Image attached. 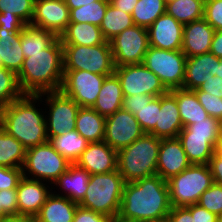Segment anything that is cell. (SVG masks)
Instances as JSON below:
<instances>
[{
    "label": "cell",
    "instance_id": "6da1fadb",
    "mask_svg": "<svg viewBox=\"0 0 222 222\" xmlns=\"http://www.w3.org/2000/svg\"><path fill=\"white\" fill-rule=\"evenodd\" d=\"M171 210L167 181L159 175L125 183L115 222H146L168 216Z\"/></svg>",
    "mask_w": 222,
    "mask_h": 222
},
{
    "label": "cell",
    "instance_id": "7a4b0ae2",
    "mask_svg": "<svg viewBox=\"0 0 222 222\" xmlns=\"http://www.w3.org/2000/svg\"><path fill=\"white\" fill-rule=\"evenodd\" d=\"M23 54V66L17 74L21 92L38 95L60 91L64 74L63 46L60 38L41 52Z\"/></svg>",
    "mask_w": 222,
    "mask_h": 222
},
{
    "label": "cell",
    "instance_id": "3957f363",
    "mask_svg": "<svg viewBox=\"0 0 222 222\" xmlns=\"http://www.w3.org/2000/svg\"><path fill=\"white\" fill-rule=\"evenodd\" d=\"M37 101L38 95L23 94L4 107V131L16 138L26 149L48 141L44 115L47 109H38L40 106L36 105Z\"/></svg>",
    "mask_w": 222,
    "mask_h": 222
},
{
    "label": "cell",
    "instance_id": "277c9868",
    "mask_svg": "<svg viewBox=\"0 0 222 222\" xmlns=\"http://www.w3.org/2000/svg\"><path fill=\"white\" fill-rule=\"evenodd\" d=\"M160 138L144 133L125 148L117 151V170L125 183L157 174Z\"/></svg>",
    "mask_w": 222,
    "mask_h": 222
},
{
    "label": "cell",
    "instance_id": "5b68a950",
    "mask_svg": "<svg viewBox=\"0 0 222 222\" xmlns=\"http://www.w3.org/2000/svg\"><path fill=\"white\" fill-rule=\"evenodd\" d=\"M124 185L125 181L118 170L91 174L85 196L78 205L116 221Z\"/></svg>",
    "mask_w": 222,
    "mask_h": 222
},
{
    "label": "cell",
    "instance_id": "8992f818",
    "mask_svg": "<svg viewBox=\"0 0 222 222\" xmlns=\"http://www.w3.org/2000/svg\"><path fill=\"white\" fill-rule=\"evenodd\" d=\"M213 183L208 164H191L167 180L171 207H185L198 203L202 193Z\"/></svg>",
    "mask_w": 222,
    "mask_h": 222
},
{
    "label": "cell",
    "instance_id": "52a82bcc",
    "mask_svg": "<svg viewBox=\"0 0 222 222\" xmlns=\"http://www.w3.org/2000/svg\"><path fill=\"white\" fill-rule=\"evenodd\" d=\"M64 70H86L98 75L115 72L113 53L109 41L95 46L62 44Z\"/></svg>",
    "mask_w": 222,
    "mask_h": 222
},
{
    "label": "cell",
    "instance_id": "ba28073f",
    "mask_svg": "<svg viewBox=\"0 0 222 222\" xmlns=\"http://www.w3.org/2000/svg\"><path fill=\"white\" fill-rule=\"evenodd\" d=\"M70 164L71 162L60 155L47 141L26 149L22 172L24 177L50 182L53 186L52 184L68 169Z\"/></svg>",
    "mask_w": 222,
    "mask_h": 222
},
{
    "label": "cell",
    "instance_id": "9c48e42d",
    "mask_svg": "<svg viewBox=\"0 0 222 222\" xmlns=\"http://www.w3.org/2000/svg\"><path fill=\"white\" fill-rule=\"evenodd\" d=\"M186 55L181 50L157 49L149 46L143 64L157 75L170 91L183 86Z\"/></svg>",
    "mask_w": 222,
    "mask_h": 222
},
{
    "label": "cell",
    "instance_id": "30bf717a",
    "mask_svg": "<svg viewBox=\"0 0 222 222\" xmlns=\"http://www.w3.org/2000/svg\"><path fill=\"white\" fill-rule=\"evenodd\" d=\"M39 102L46 103V108H49L48 115L45 114L48 140L75 130L80 106L72 98L61 91H52L38 94V104Z\"/></svg>",
    "mask_w": 222,
    "mask_h": 222
},
{
    "label": "cell",
    "instance_id": "8fae6325",
    "mask_svg": "<svg viewBox=\"0 0 222 222\" xmlns=\"http://www.w3.org/2000/svg\"><path fill=\"white\" fill-rule=\"evenodd\" d=\"M109 42L115 67L140 64L149 48L148 31L134 24Z\"/></svg>",
    "mask_w": 222,
    "mask_h": 222
},
{
    "label": "cell",
    "instance_id": "7c38bea8",
    "mask_svg": "<svg viewBox=\"0 0 222 222\" xmlns=\"http://www.w3.org/2000/svg\"><path fill=\"white\" fill-rule=\"evenodd\" d=\"M114 73L120 80L124 96L148 94L159 97L168 92L160 78L143 63L117 66Z\"/></svg>",
    "mask_w": 222,
    "mask_h": 222
},
{
    "label": "cell",
    "instance_id": "4fadbf2b",
    "mask_svg": "<svg viewBox=\"0 0 222 222\" xmlns=\"http://www.w3.org/2000/svg\"><path fill=\"white\" fill-rule=\"evenodd\" d=\"M105 77L86 70H64L60 91L80 107L92 108Z\"/></svg>",
    "mask_w": 222,
    "mask_h": 222
},
{
    "label": "cell",
    "instance_id": "5bb4252c",
    "mask_svg": "<svg viewBox=\"0 0 222 222\" xmlns=\"http://www.w3.org/2000/svg\"><path fill=\"white\" fill-rule=\"evenodd\" d=\"M144 134L135 115L123 108L106 117L104 142L119 151Z\"/></svg>",
    "mask_w": 222,
    "mask_h": 222
},
{
    "label": "cell",
    "instance_id": "9a60e30c",
    "mask_svg": "<svg viewBox=\"0 0 222 222\" xmlns=\"http://www.w3.org/2000/svg\"><path fill=\"white\" fill-rule=\"evenodd\" d=\"M69 23L70 9L64 0H35L29 25L50 30L60 37Z\"/></svg>",
    "mask_w": 222,
    "mask_h": 222
},
{
    "label": "cell",
    "instance_id": "2e32d148",
    "mask_svg": "<svg viewBox=\"0 0 222 222\" xmlns=\"http://www.w3.org/2000/svg\"><path fill=\"white\" fill-rule=\"evenodd\" d=\"M49 184L24 176L21 178L16 188L18 216L34 218L40 212L42 205L52 193V189H55L50 188Z\"/></svg>",
    "mask_w": 222,
    "mask_h": 222
},
{
    "label": "cell",
    "instance_id": "e0dca14e",
    "mask_svg": "<svg viewBox=\"0 0 222 222\" xmlns=\"http://www.w3.org/2000/svg\"><path fill=\"white\" fill-rule=\"evenodd\" d=\"M183 24L164 13L148 28L149 46L165 50H181Z\"/></svg>",
    "mask_w": 222,
    "mask_h": 222
},
{
    "label": "cell",
    "instance_id": "ac0fdd59",
    "mask_svg": "<svg viewBox=\"0 0 222 222\" xmlns=\"http://www.w3.org/2000/svg\"><path fill=\"white\" fill-rule=\"evenodd\" d=\"M191 163L178 137L160 139L157 175L167 181L188 168Z\"/></svg>",
    "mask_w": 222,
    "mask_h": 222
},
{
    "label": "cell",
    "instance_id": "d6986e66",
    "mask_svg": "<svg viewBox=\"0 0 222 222\" xmlns=\"http://www.w3.org/2000/svg\"><path fill=\"white\" fill-rule=\"evenodd\" d=\"M91 174H103L117 170V151L106 142L89 143L75 162Z\"/></svg>",
    "mask_w": 222,
    "mask_h": 222
},
{
    "label": "cell",
    "instance_id": "ffe728a7",
    "mask_svg": "<svg viewBox=\"0 0 222 222\" xmlns=\"http://www.w3.org/2000/svg\"><path fill=\"white\" fill-rule=\"evenodd\" d=\"M214 33L215 29L204 18L185 24L181 51L186 57L210 52Z\"/></svg>",
    "mask_w": 222,
    "mask_h": 222
},
{
    "label": "cell",
    "instance_id": "44dd1931",
    "mask_svg": "<svg viewBox=\"0 0 222 222\" xmlns=\"http://www.w3.org/2000/svg\"><path fill=\"white\" fill-rule=\"evenodd\" d=\"M183 128L176 97L168 91L160 96L158 121L150 134L160 139L176 138Z\"/></svg>",
    "mask_w": 222,
    "mask_h": 222
},
{
    "label": "cell",
    "instance_id": "7402d4cb",
    "mask_svg": "<svg viewBox=\"0 0 222 222\" xmlns=\"http://www.w3.org/2000/svg\"><path fill=\"white\" fill-rule=\"evenodd\" d=\"M220 61L221 58H218L211 52L187 57L182 88L186 90L199 88L209 77L210 73L215 76L217 63H220Z\"/></svg>",
    "mask_w": 222,
    "mask_h": 222
},
{
    "label": "cell",
    "instance_id": "603a6c76",
    "mask_svg": "<svg viewBox=\"0 0 222 222\" xmlns=\"http://www.w3.org/2000/svg\"><path fill=\"white\" fill-rule=\"evenodd\" d=\"M220 136H200L179 133L178 139L191 164H208L215 153Z\"/></svg>",
    "mask_w": 222,
    "mask_h": 222
},
{
    "label": "cell",
    "instance_id": "cb8c5ba5",
    "mask_svg": "<svg viewBox=\"0 0 222 222\" xmlns=\"http://www.w3.org/2000/svg\"><path fill=\"white\" fill-rule=\"evenodd\" d=\"M89 179L90 174L86 170L79 167L76 163H71L53 185L62 190L61 196H65L79 204L85 196Z\"/></svg>",
    "mask_w": 222,
    "mask_h": 222
},
{
    "label": "cell",
    "instance_id": "d4e9b609",
    "mask_svg": "<svg viewBox=\"0 0 222 222\" xmlns=\"http://www.w3.org/2000/svg\"><path fill=\"white\" fill-rule=\"evenodd\" d=\"M78 203L52 192L40 212L34 217L36 222H73Z\"/></svg>",
    "mask_w": 222,
    "mask_h": 222
},
{
    "label": "cell",
    "instance_id": "484cf974",
    "mask_svg": "<svg viewBox=\"0 0 222 222\" xmlns=\"http://www.w3.org/2000/svg\"><path fill=\"white\" fill-rule=\"evenodd\" d=\"M123 91L117 75L106 76L93 109L100 115L108 117L122 108Z\"/></svg>",
    "mask_w": 222,
    "mask_h": 222
},
{
    "label": "cell",
    "instance_id": "4316f807",
    "mask_svg": "<svg viewBox=\"0 0 222 222\" xmlns=\"http://www.w3.org/2000/svg\"><path fill=\"white\" fill-rule=\"evenodd\" d=\"M24 54L21 47V32L0 29V64L16 75L20 72Z\"/></svg>",
    "mask_w": 222,
    "mask_h": 222
},
{
    "label": "cell",
    "instance_id": "83f0119b",
    "mask_svg": "<svg viewBox=\"0 0 222 222\" xmlns=\"http://www.w3.org/2000/svg\"><path fill=\"white\" fill-rule=\"evenodd\" d=\"M106 117L93 108L80 107L75 130L90 143L102 142L105 135Z\"/></svg>",
    "mask_w": 222,
    "mask_h": 222
},
{
    "label": "cell",
    "instance_id": "f1b7e54d",
    "mask_svg": "<svg viewBox=\"0 0 222 222\" xmlns=\"http://www.w3.org/2000/svg\"><path fill=\"white\" fill-rule=\"evenodd\" d=\"M59 38L62 44L82 46H95L106 41L100 27L89 23L77 22H70Z\"/></svg>",
    "mask_w": 222,
    "mask_h": 222
},
{
    "label": "cell",
    "instance_id": "f546056e",
    "mask_svg": "<svg viewBox=\"0 0 222 222\" xmlns=\"http://www.w3.org/2000/svg\"><path fill=\"white\" fill-rule=\"evenodd\" d=\"M170 92L176 97L183 127L209 117L193 90L179 88Z\"/></svg>",
    "mask_w": 222,
    "mask_h": 222
},
{
    "label": "cell",
    "instance_id": "4dcf8cb0",
    "mask_svg": "<svg viewBox=\"0 0 222 222\" xmlns=\"http://www.w3.org/2000/svg\"><path fill=\"white\" fill-rule=\"evenodd\" d=\"M54 149L71 163H75L90 143L76 130L67 131L63 135L48 140Z\"/></svg>",
    "mask_w": 222,
    "mask_h": 222
},
{
    "label": "cell",
    "instance_id": "1f68e13d",
    "mask_svg": "<svg viewBox=\"0 0 222 222\" xmlns=\"http://www.w3.org/2000/svg\"><path fill=\"white\" fill-rule=\"evenodd\" d=\"M134 25L131 14L123 12L114 7L110 2L107 6L105 16L100 24L102 35L106 41H110L123 30Z\"/></svg>",
    "mask_w": 222,
    "mask_h": 222
},
{
    "label": "cell",
    "instance_id": "d6a6232c",
    "mask_svg": "<svg viewBox=\"0 0 222 222\" xmlns=\"http://www.w3.org/2000/svg\"><path fill=\"white\" fill-rule=\"evenodd\" d=\"M26 148L6 131L0 132V166L22 168Z\"/></svg>",
    "mask_w": 222,
    "mask_h": 222
},
{
    "label": "cell",
    "instance_id": "836d02e7",
    "mask_svg": "<svg viewBox=\"0 0 222 222\" xmlns=\"http://www.w3.org/2000/svg\"><path fill=\"white\" fill-rule=\"evenodd\" d=\"M58 36L50 30L26 25L21 31V47L23 53L41 52L48 48Z\"/></svg>",
    "mask_w": 222,
    "mask_h": 222
},
{
    "label": "cell",
    "instance_id": "e575fe53",
    "mask_svg": "<svg viewBox=\"0 0 222 222\" xmlns=\"http://www.w3.org/2000/svg\"><path fill=\"white\" fill-rule=\"evenodd\" d=\"M205 0H175L166 4V13L183 25L204 18Z\"/></svg>",
    "mask_w": 222,
    "mask_h": 222
},
{
    "label": "cell",
    "instance_id": "d590c367",
    "mask_svg": "<svg viewBox=\"0 0 222 222\" xmlns=\"http://www.w3.org/2000/svg\"><path fill=\"white\" fill-rule=\"evenodd\" d=\"M164 13H166L164 0H138L131 16L135 25L147 29Z\"/></svg>",
    "mask_w": 222,
    "mask_h": 222
},
{
    "label": "cell",
    "instance_id": "8d00e7d4",
    "mask_svg": "<svg viewBox=\"0 0 222 222\" xmlns=\"http://www.w3.org/2000/svg\"><path fill=\"white\" fill-rule=\"evenodd\" d=\"M109 2V0H98L93 2V4L71 9L70 22L89 23L99 27Z\"/></svg>",
    "mask_w": 222,
    "mask_h": 222
},
{
    "label": "cell",
    "instance_id": "74e56055",
    "mask_svg": "<svg viewBox=\"0 0 222 222\" xmlns=\"http://www.w3.org/2000/svg\"><path fill=\"white\" fill-rule=\"evenodd\" d=\"M21 92L17 75L4 67H0V106L6 107L14 100L19 99Z\"/></svg>",
    "mask_w": 222,
    "mask_h": 222
},
{
    "label": "cell",
    "instance_id": "f35d334b",
    "mask_svg": "<svg viewBox=\"0 0 222 222\" xmlns=\"http://www.w3.org/2000/svg\"><path fill=\"white\" fill-rule=\"evenodd\" d=\"M35 0H0L2 15L18 16L26 25L30 24Z\"/></svg>",
    "mask_w": 222,
    "mask_h": 222
},
{
    "label": "cell",
    "instance_id": "ab89813d",
    "mask_svg": "<svg viewBox=\"0 0 222 222\" xmlns=\"http://www.w3.org/2000/svg\"><path fill=\"white\" fill-rule=\"evenodd\" d=\"M158 109H160V96L155 97L134 114L144 133L150 134L155 129L158 121Z\"/></svg>",
    "mask_w": 222,
    "mask_h": 222
},
{
    "label": "cell",
    "instance_id": "60d3db41",
    "mask_svg": "<svg viewBox=\"0 0 222 222\" xmlns=\"http://www.w3.org/2000/svg\"><path fill=\"white\" fill-rule=\"evenodd\" d=\"M180 133H192L200 136H220L222 133V123L214 117L195 121V123L184 127Z\"/></svg>",
    "mask_w": 222,
    "mask_h": 222
},
{
    "label": "cell",
    "instance_id": "b9f144b4",
    "mask_svg": "<svg viewBox=\"0 0 222 222\" xmlns=\"http://www.w3.org/2000/svg\"><path fill=\"white\" fill-rule=\"evenodd\" d=\"M217 216L222 213V185L213 183L205 190L197 203Z\"/></svg>",
    "mask_w": 222,
    "mask_h": 222
},
{
    "label": "cell",
    "instance_id": "7bdbcfd3",
    "mask_svg": "<svg viewBox=\"0 0 222 222\" xmlns=\"http://www.w3.org/2000/svg\"><path fill=\"white\" fill-rule=\"evenodd\" d=\"M193 91L208 115L216 118L222 123V98L209 95L208 92H203L198 88Z\"/></svg>",
    "mask_w": 222,
    "mask_h": 222
},
{
    "label": "cell",
    "instance_id": "ee69618b",
    "mask_svg": "<svg viewBox=\"0 0 222 222\" xmlns=\"http://www.w3.org/2000/svg\"><path fill=\"white\" fill-rule=\"evenodd\" d=\"M204 19L215 31L222 30V0L204 1Z\"/></svg>",
    "mask_w": 222,
    "mask_h": 222
},
{
    "label": "cell",
    "instance_id": "f6af8a7d",
    "mask_svg": "<svg viewBox=\"0 0 222 222\" xmlns=\"http://www.w3.org/2000/svg\"><path fill=\"white\" fill-rule=\"evenodd\" d=\"M22 177V168L0 166V191L16 189Z\"/></svg>",
    "mask_w": 222,
    "mask_h": 222
},
{
    "label": "cell",
    "instance_id": "bcb514c9",
    "mask_svg": "<svg viewBox=\"0 0 222 222\" xmlns=\"http://www.w3.org/2000/svg\"><path fill=\"white\" fill-rule=\"evenodd\" d=\"M155 96L148 94H136L132 96H124L122 108L128 110L132 114H135L137 110L141 109L148 103H150Z\"/></svg>",
    "mask_w": 222,
    "mask_h": 222
},
{
    "label": "cell",
    "instance_id": "7dc6e473",
    "mask_svg": "<svg viewBox=\"0 0 222 222\" xmlns=\"http://www.w3.org/2000/svg\"><path fill=\"white\" fill-rule=\"evenodd\" d=\"M1 200L4 212L9 217H18L17 190H2Z\"/></svg>",
    "mask_w": 222,
    "mask_h": 222
},
{
    "label": "cell",
    "instance_id": "c3c4849f",
    "mask_svg": "<svg viewBox=\"0 0 222 222\" xmlns=\"http://www.w3.org/2000/svg\"><path fill=\"white\" fill-rule=\"evenodd\" d=\"M73 222H115L108 216L94 212L92 210L77 207Z\"/></svg>",
    "mask_w": 222,
    "mask_h": 222
},
{
    "label": "cell",
    "instance_id": "681fc988",
    "mask_svg": "<svg viewBox=\"0 0 222 222\" xmlns=\"http://www.w3.org/2000/svg\"><path fill=\"white\" fill-rule=\"evenodd\" d=\"M194 218V222H218V216L200 205L193 204L186 206Z\"/></svg>",
    "mask_w": 222,
    "mask_h": 222
},
{
    "label": "cell",
    "instance_id": "f907efd6",
    "mask_svg": "<svg viewBox=\"0 0 222 222\" xmlns=\"http://www.w3.org/2000/svg\"><path fill=\"white\" fill-rule=\"evenodd\" d=\"M203 92H208L209 95H215L222 98V78L213 76L211 73L209 77L198 88Z\"/></svg>",
    "mask_w": 222,
    "mask_h": 222
},
{
    "label": "cell",
    "instance_id": "816d5d0a",
    "mask_svg": "<svg viewBox=\"0 0 222 222\" xmlns=\"http://www.w3.org/2000/svg\"><path fill=\"white\" fill-rule=\"evenodd\" d=\"M26 24L18 16L2 15L0 13V29L10 32H21Z\"/></svg>",
    "mask_w": 222,
    "mask_h": 222
},
{
    "label": "cell",
    "instance_id": "f5cc1de1",
    "mask_svg": "<svg viewBox=\"0 0 222 222\" xmlns=\"http://www.w3.org/2000/svg\"><path fill=\"white\" fill-rule=\"evenodd\" d=\"M169 222H194L190 210L185 207H171L168 214Z\"/></svg>",
    "mask_w": 222,
    "mask_h": 222
},
{
    "label": "cell",
    "instance_id": "db71d44e",
    "mask_svg": "<svg viewBox=\"0 0 222 222\" xmlns=\"http://www.w3.org/2000/svg\"><path fill=\"white\" fill-rule=\"evenodd\" d=\"M208 166L213 177V182L222 185V157L215 152Z\"/></svg>",
    "mask_w": 222,
    "mask_h": 222
},
{
    "label": "cell",
    "instance_id": "11a10c76",
    "mask_svg": "<svg viewBox=\"0 0 222 222\" xmlns=\"http://www.w3.org/2000/svg\"><path fill=\"white\" fill-rule=\"evenodd\" d=\"M210 52L222 59V30L215 31Z\"/></svg>",
    "mask_w": 222,
    "mask_h": 222
},
{
    "label": "cell",
    "instance_id": "9f6ffc18",
    "mask_svg": "<svg viewBox=\"0 0 222 222\" xmlns=\"http://www.w3.org/2000/svg\"><path fill=\"white\" fill-rule=\"evenodd\" d=\"M109 1L114 7L129 14H132L135 5L138 2V0H109Z\"/></svg>",
    "mask_w": 222,
    "mask_h": 222
},
{
    "label": "cell",
    "instance_id": "6f0895ef",
    "mask_svg": "<svg viewBox=\"0 0 222 222\" xmlns=\"http://www.w3.org/2000/svg\"><path fill=\"white\" fill-rule=\"evenodd\" d=\"M64 1H65V4L68 6V8L71 10V9L79 8L84 5L93 4V2L98 1V0H64Z\"/></svg>",
    "mask_w": 222,
    "mask_h": 222
},
{
    "label": "cell",
    "instance_id": "680465c9",
    "mask_svg": "<svg viewBox=\"0 0 222 222\" xmlns=\"http://www.w3.org/2000/svg\"><path fill=\"white\" fill-rule=\"evenodd\" d=\"M3 222H36V221L35 218L33 217L18 216V217H9Z\"/></svg>",
    "mask_w": 222,
    "mask_h": 222
},
{
    "label": "cell",
    "instance_id": "91938a15",
    "mask_svg": "<svg viewBox=\"0 0 222 222\" xmlns=\"http://www.w3.org/2000/svg\"><path fill=\"white\" fill-rule=\"evenodd\" d=\"M7 218H9V216L3 210L2 200H1V191H0V222H3Z\"/></svg>",
    "mask_w": 222,
    "mask_h": 222
},
{
    "label": "cell",
    "instance_id": "94428289",
    "mask_svg": "<svg viewBox=\"0 0 222 222\" xmlns=\"http://www.w3.org/2000/svg\"><path fill=\"white\" fill-rule=\"evenodd\" d=\"M215 152L222 157V133L218 139L217 146Z\"/></svg>",
    "mask_w": 222,
    "mask_h": 222
},
{
    "label": "cell",
    "instance_id": "6125c7cd",
    "mask_svg": "<svg viewBox=\"0 0 222 222\" xmlns=\"http://www.w3.org/2000/svg\"><path fill=\"white\" fill-rule=\"evenodd\" d=\"M4 130V107L0 106V132Z\"/></svg>",
    "mask_w": 222,
    "mask_h": 222
},
{
    "label": "cell",
    "instance_id": "be15d7a7",
    "mask_svg": "<svg viewBox=\"0 0 222 222\" xmlns=\"http://www.w3.org/2000/svg\"><path fill=\"white\" fill-rule=\"evenodd\" d=\"M215 76H219L220 78H222V59H221L220 63H217V69H216Z\"/></svg>",
    "mask_w": 222,
    "mask_h": 222
},
{
    "label": "cell",
    "instance_id": "e7e4bbea",
    "mask_svg": "<svg viewBox=\"0 0 222 222\" xmlns=\"http://www.w3.org/2000/svg\"><path fill=\"white\" fill-rule=\"evenodd\" d=\"M146 222H169L168 217L159 219V220H152V221H146Z\"/></svg>",
    "mask_w": 222,
    "mask_h": 222
},
{
    "label": "cell",
    "instance_id": "03108f58",
    "mask_svg": "<svg viewBox=\"0 0 222 222\" xmlns=\"http://www.w3.org/2000/svg\"><path fill=\"white\" fill-rule=\"evenodd\" d=\"M218 222H222V213L218 215Z\"/></svg>",
    "mask_w": 222,
    "mask_h": 222
},
{
    "label": "cell",
    "instance_id": "003e7915",
    "mask_svg": "<svg viewBox=\"0 0 222 222\" xmlns=\"http://www.w3.org/2000/svg\"><path fill=\"white\" fill-rule=\"evenodd\" d=\"M172 1H175V0H164L165 4H168V3L172 2Z\"/></svg>",
    "mask_w": 222,
    "mask_h": 222
}]
</instances>
